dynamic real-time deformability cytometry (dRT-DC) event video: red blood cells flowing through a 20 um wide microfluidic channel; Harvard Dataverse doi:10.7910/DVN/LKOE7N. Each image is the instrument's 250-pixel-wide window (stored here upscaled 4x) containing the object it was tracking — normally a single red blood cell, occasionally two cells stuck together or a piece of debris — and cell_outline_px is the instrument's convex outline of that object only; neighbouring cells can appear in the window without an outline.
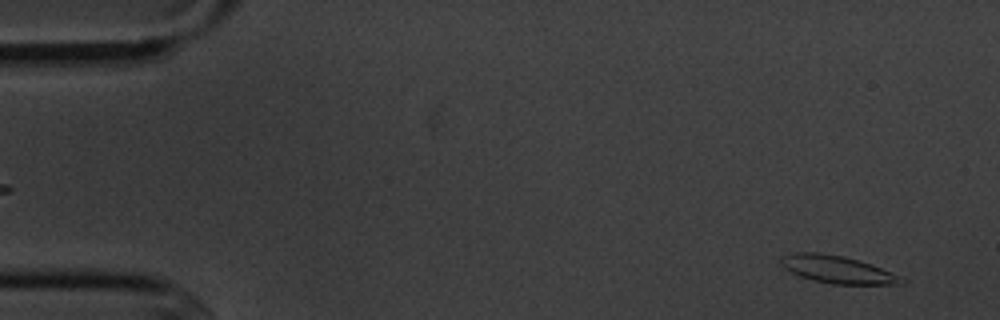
{"species": "common noctule bat (a hibernating species)", "species_latin": "Nyctalus noctula", "temperature_condition": "cold", "stored_images_in_passage": 4, "segment_of_instrument_passage": [2, 2], "camera_frame_rate_fps": 3000, "um_per_image_px": 0.085, "animal": {"sex": "male", "body_mass_g": 20.1, "forearm_length_mm": 53.5}, "frame": {"image": 1, "passage_image": 4, "time_ms": 3.667, "image_size_px": [1000, 320], "cell_outline_px": [[908, 280], [900, 284], [832, 284], [812, 280], [800, 276], [784, 268], [780, 264], [780, 260], [784, 256], [796, 252], [820, 252], [844, 256], [872, 264], [900, 276]], "centroid_in_image_um": [71.18, 22.9], "position_along_channel_um": 13.8, "area_um2": 19.31}}